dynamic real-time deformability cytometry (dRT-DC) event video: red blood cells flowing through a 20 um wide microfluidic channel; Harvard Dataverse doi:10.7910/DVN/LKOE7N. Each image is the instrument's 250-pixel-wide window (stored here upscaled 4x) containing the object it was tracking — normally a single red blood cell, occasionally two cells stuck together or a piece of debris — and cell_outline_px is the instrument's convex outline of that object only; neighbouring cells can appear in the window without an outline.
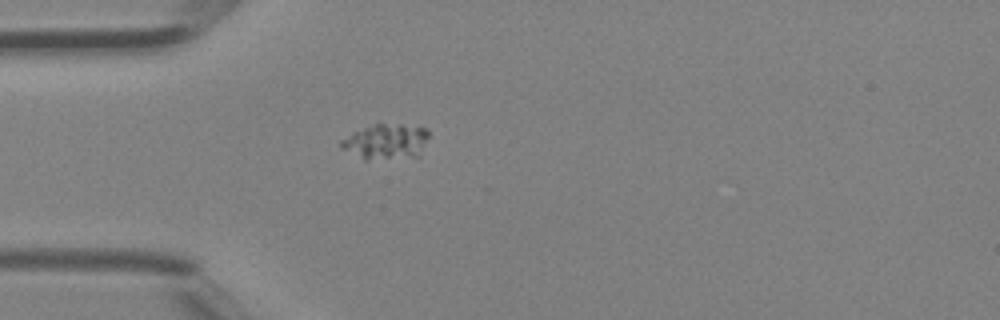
{"species": "Egyptian fruit bat (a non-hibernating species)", "species_latin": "Rousettus aegyptiacus", "temperature_condition": "room temperature", "stored_images_in_passage": 1, "camera_frame_rate_fps": 3000, "um_per_image_px": 0.085, "animal": {"sex": "female"}, "frame": {"image": 1, "passage_image": 1, "time_ms": 0.0, "image_size_px": [1000, 320], "cell_outline_px": [[428, 136], [420, 156], [368, 160], [364, 160], [340, 148], [340, 140], [352, 132], [376, 120], [428, 128]], "centroid_in_image_um": [32.77, 11.98], "position_along_channel_um": 52.2, "area_um2": 18.9}}